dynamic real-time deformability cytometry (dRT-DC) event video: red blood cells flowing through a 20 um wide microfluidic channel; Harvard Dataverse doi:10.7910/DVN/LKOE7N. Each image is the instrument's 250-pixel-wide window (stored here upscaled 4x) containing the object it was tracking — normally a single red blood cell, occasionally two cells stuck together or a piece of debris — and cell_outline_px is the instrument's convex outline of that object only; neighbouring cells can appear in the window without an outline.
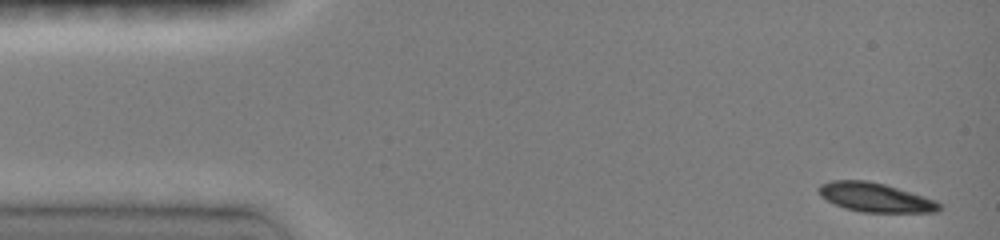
{"species": "common noctule bat (a hibernating species)", "species_latin": "Nyctalus noctula", "temperature_condition": "room temperature", "stored_images_in_passage": 25, "camera_frame_rate_fps": 3000, "um_per_image_px": 0.085, "animal": {"sex": "female", "body_mass_g": 19.0, "forearm_length_mm": 51.5}, "frame": {"image": 1, "passage_image": 1, "time_ms": 0.0, "image_size_px": [1000, 240], "cell_outline_px": [[940, 208], [936, 212], [864, 212], [844, 208], [820, 196], [816, 188], [820, 184], [832, 180], [868, 180], [884, 184], [924, 196], [936, 200], [940, 204]], "centroid_in_image_um": [74.36, 16.77], "position_along_channel_um": 10.6, "area_um2": 20.35}}
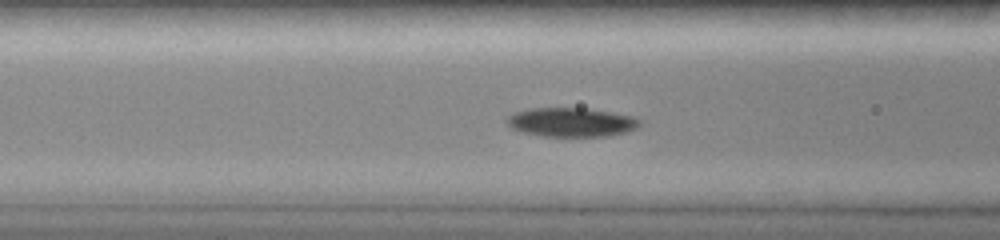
{"frame": {"image": 2, "passage_image": 10, "time_ms": 5.333, "image_size_px": [1000, 240], "cell_outline_px": [[640, 124], [636, 128], [628, 132], [608, 136], [544, 136], [524, 132], [512, 128], [508, 124], [508, 116], [512, 112], [528, 108], [584, 108], [636, 116], [640, 120]], "centroid_in_image_um": [48.59, 10.38], "position_along_channel_um": 118.0, "area_um2": 22.48}}
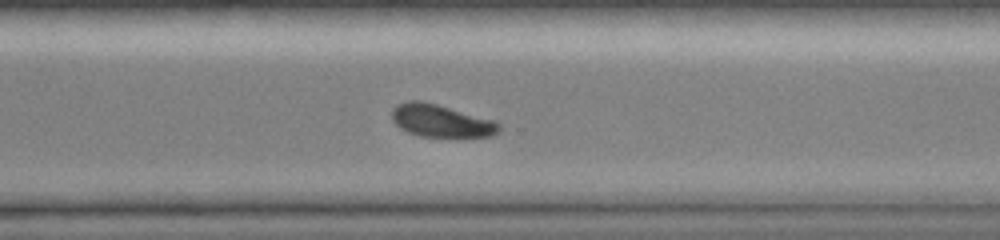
{"frame": {"image": 3, "passage_image": 24, "time_ms": 10.667, "image_size_px": [1000, 240], "cell_outline_px": [[500, 132], [492, 136], [420, 136], [408, 132], [400, 128], [392, 120], [392, 108], [396, 104], [408, 100], [420, 100], [436, 104], [496, 120], [500, 124]], "centroid_in_image_um": [37.49, 10.25], "position_along_channel_um": 333.1, "area_um2": 20.35}}